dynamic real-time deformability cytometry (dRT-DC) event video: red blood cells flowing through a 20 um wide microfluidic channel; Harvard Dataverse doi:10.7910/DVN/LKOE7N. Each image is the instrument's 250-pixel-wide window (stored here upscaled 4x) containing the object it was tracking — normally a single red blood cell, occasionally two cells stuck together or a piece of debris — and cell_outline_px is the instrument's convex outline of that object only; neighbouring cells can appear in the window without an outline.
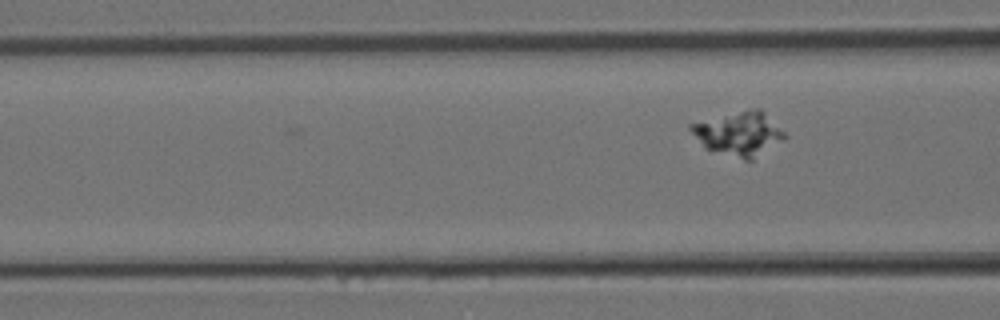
{"species": "Egyptian fruit bat (a non-hibernating species)", "species_latin": "Rousettus aegyptiacus", "temperature_condition": "room temperature", "stored_images_in_passage": 5, "camera_frame_rate_fps": 3000, "um_per_image_px": 0.085, "animal": {"sex": "female"}, "frame": {"image": 1, "passage_image": 5, "time_ms": 1.333, "image_size_px": [1000, 320], "cell_outline_px": [[788, 136], [752, 160], [744, 160], [704, 148], [688, 128], [688, 124], [748, 108], [760, 108]], "centroid_in_image_um": [62.79, 11.35], "position_along_channel_um": 103.8, "area_um2": 23.87}}